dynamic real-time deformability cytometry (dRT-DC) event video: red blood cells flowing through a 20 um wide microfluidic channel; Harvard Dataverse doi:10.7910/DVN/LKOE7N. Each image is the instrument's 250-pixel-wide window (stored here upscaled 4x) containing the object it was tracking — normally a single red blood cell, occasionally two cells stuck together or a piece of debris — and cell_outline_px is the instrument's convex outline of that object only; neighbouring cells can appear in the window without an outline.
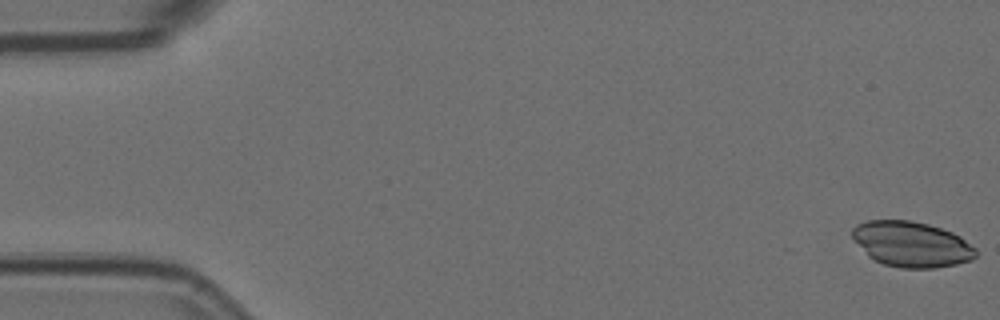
{"species": "Egyptian fruit bat (a non-hibernating species)", "species_latin": "Rousettus aegyptiacus", "temperature_condition": "room temperature", "stored_images_in_passage": 45, "camera_frame_rate_fps": 3000, "um_per_image_px": 0.085, "animal": {"sex": "female"}, "frame": {"image": 1, "passage_image": 1, "time_ms": 0.0, "image_size_px": [1000, 320], "cell_outline_px": [[976, 256], [972, 260], [956, 264], [936, 268], [900, 268], [884, 264], [868, 256], [852, 236], [852, 228], [856, 224], [868, 220], [912, 220], [928, 224], [952, 232], [960, 236], [976, 248]], "centroid_in_image_um": [77.5, 20.75], "position_along_channel_um": 7.5, "area_um2": 32.71}}
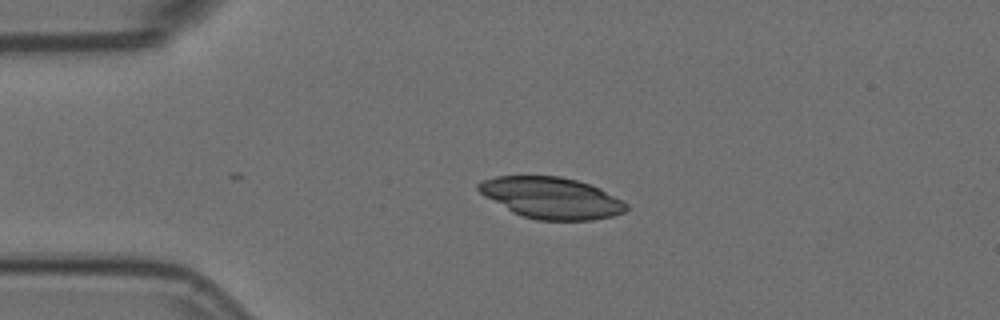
{"frame": {"image": 2, "passage_image": 13, "time_ms": 4.0, "image_size_px": [1000, 320], "cell_outline_px": [[628, 208], [624, 212], [612, 216], [592, 220], [536, 220], [512, 212], [484, 196], [476, 188], [476, 184], [480, 180], [496, 176], [560, 176], [592, 184], [600, 188], [628, 204]], "centroid_in_image_um": [46.84, 16.81], "position_along_channel_um": 38.2, "area_um2": 35.72}}